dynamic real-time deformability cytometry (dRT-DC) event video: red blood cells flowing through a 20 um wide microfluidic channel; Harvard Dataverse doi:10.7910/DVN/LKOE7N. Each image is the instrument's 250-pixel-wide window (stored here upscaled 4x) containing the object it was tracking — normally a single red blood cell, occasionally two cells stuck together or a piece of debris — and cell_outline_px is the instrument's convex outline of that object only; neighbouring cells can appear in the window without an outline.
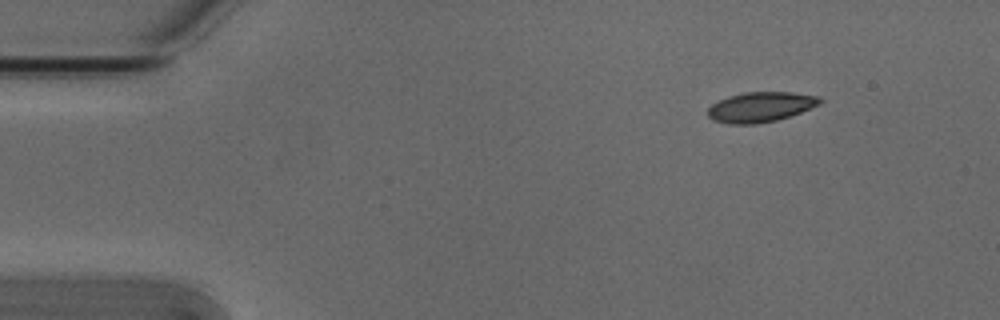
{"species": "Egyptian fruit bat (a non-hibernating species)", "species_latin": "Rousettus aegyptiacus", "temperature_condition": "cold", "stored_images_in_passage": 5, "segment_of_instrument_passage": [2, 2], "camera_frame_rate_fps": 3000, "um_per_image_px": 0.085, "animal": {"sex": "male"}, "frame": {"image": 1, "passage_image": 5, "time_ms": 1.333, "image_size_px": [1000, 320], "cell_outline_px": [[824, 100], [820, 104], [800, 112], [776, 120], [756, 124], [728, 124], [712, 120], [708, 116], [708, 108], [712, 104], [728, 96], [744, 92], [792, 92], [820, 96]], "centroid_in_image_um": [64.65, 9.09], "position_along_channel_um": 20.3, "area_um2": 19.65}}